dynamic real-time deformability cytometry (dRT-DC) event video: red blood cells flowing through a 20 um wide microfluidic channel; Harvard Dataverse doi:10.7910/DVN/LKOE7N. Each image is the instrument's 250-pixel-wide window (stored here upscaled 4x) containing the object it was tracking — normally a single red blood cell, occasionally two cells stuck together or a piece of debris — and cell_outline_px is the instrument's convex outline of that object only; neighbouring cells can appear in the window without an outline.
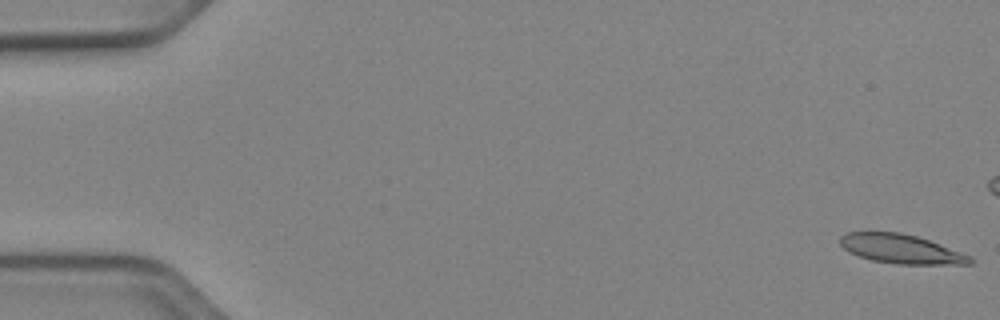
{"species": "Egyptian fruit bat (a non-hibernating species)", "species_latin": "Rousettus aegyptiacus", "temperature_condition": "cold", "stored_images_in_passage": 53, "camera_frame_rate_fps": 3000, "um_per_image_px": 0.085, "animal": {"sex": "female"}, "frame": {"image": 1, "passage_image": 1, "time_ms": 0.0, "image_size_px": [1000, 320], "cell_outline_px": [[972, 264], [896, 264], [872, 260], [848, 252], [840, 244], [840, 236], [848, 232], [900, 232], [916, 236], [928, 240], [972, 256]], "centroid_in_image_um": [76.58, 21.16], "position_along_channel_um": 8.4, "area_um2": 21.91}}
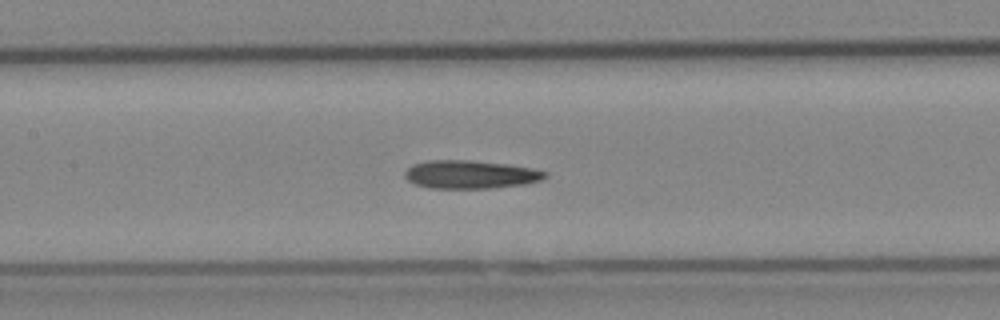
{"frame": {"image": 2, "passage_image": 25, "time_ms": 8.0, "image_size_px": [1000, 320], "cell_outline_px": [[548, 176], [540, 180], [524, 184], [492, 188], [428, 188], [416, 184], [408, 180], [404, 176], [404, 172], [412, 164], [428, 160], [468, 160], [504, 164], [528, 168], [548, 172]], "centroid_in_image_um": [39.94, 14.83], "position_along_channel_um": 167.5, "area_um2": 22.89}}
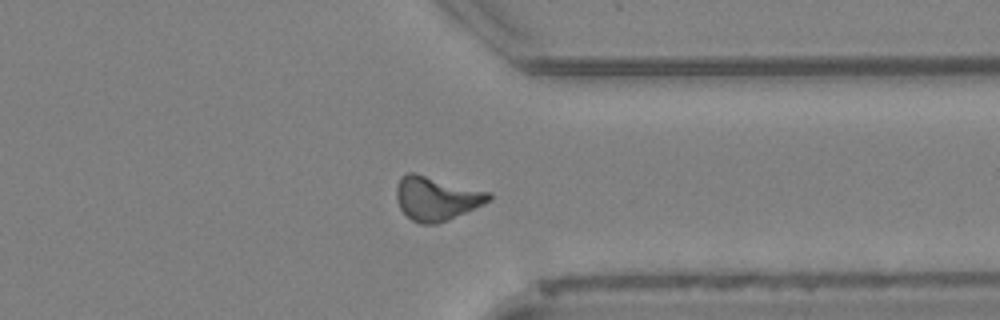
{"frame": {"image": 3, "passage_image": 41, "time_ms": 13.333, "image_size_px": [1000, 320], "cell_outline_px": [[492, 196], [488, 200], [448, 220], [436, 224], [420, 224], [412, 220], [400, 208], [396, 200], [396, 188], [400, 180], [408, 172], [412, 172], [492, 192]], "centroid_in_image_um": [37.06, 16.86], "position_along_channel_um": 374.3, "area_um2": 23.18}, "authors_computed_cell_mechanics": {"area_um2": 22.1952, "velocity_mm_per_s": 3.9175, "shape_relaxation_time_tau1_ms": 10.0624, "shape_relaxation_time_tau2_ms": 7.1896, "deformation_change_tau1": 0.2409, "deformation_change_tau2": 0.1977}}